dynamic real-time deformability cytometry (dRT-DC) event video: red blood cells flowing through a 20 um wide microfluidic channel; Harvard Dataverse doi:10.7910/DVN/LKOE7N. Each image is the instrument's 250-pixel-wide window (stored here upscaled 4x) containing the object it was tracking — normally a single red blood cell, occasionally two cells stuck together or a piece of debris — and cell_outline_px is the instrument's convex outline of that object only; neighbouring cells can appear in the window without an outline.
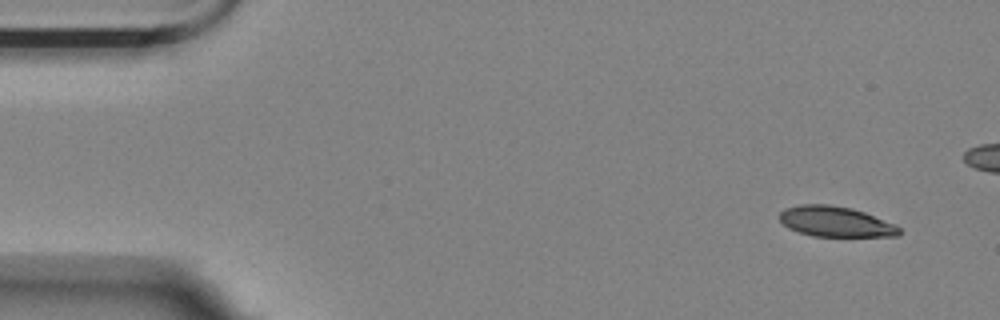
{"species": "Egyptian fruit bat (a non-hibernating species)", "species_latin": "Rousettus aegyptiacus", "temperature_condition": "room temperature", "stored_images_in_passage": 13, "segment_of_instrument_passage": [1, 2], "camera_frame_rate_fps": 3000, "um_per_image_px": 0.085, "animal": {"sex": "female"}, "frame": {"image": 1, "passage_image": 1, "time_ms": 0.0, "image_size_px": [1000, 320], "cell_outline_px": [[900, 236], [812, 236], [788, 228], [780, 220], [780, 212], [784, 208], [800, 204], [828, 204], [852, 208], [864, 212], [896, 224], [900, 228]], "centroid_in_image_um": [71.03, 18.83], "position_along_channel_um": 14.0, "area_um2": 21.21}}
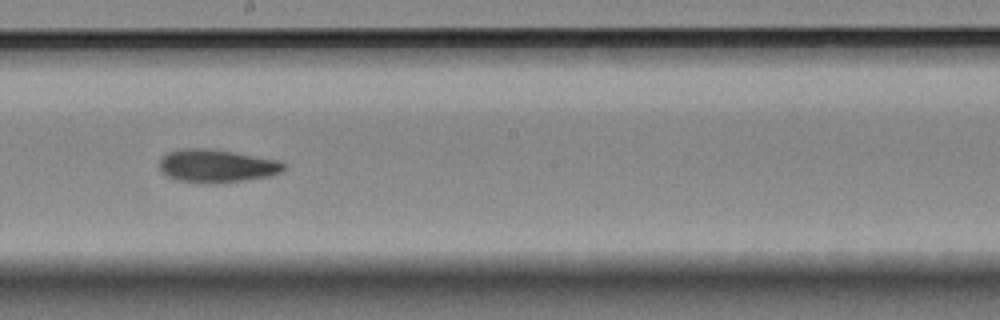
{"frame": {"image": 2, "passage_image": 8, "time_ms": 2.333, "image_size_px": [1000, 320], "cell_outline_px": [[284, 168], [280, 172], [268, 176], [244, 180], [208, 184], [176, 180], [168, 176], [160, 168], [160, 160], [168, 152], [180, 148], [204, 148], [232, 152], [280, 160], [284, 164]], "centroid_in_image_um": [18.4, 14.1], "position_along_channel_um": 229.8, "area_um2": 23.7}}
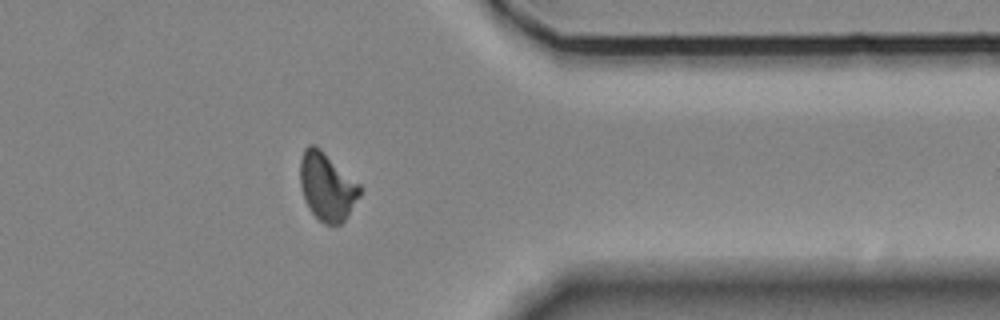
{"frame": {"image": 3, "passage_image": 12, "time_ms": 3.667, "image_size_px": [1000, 320], "cell_outline_px": [[364, 188], [360, 196], [344, 220], [340, 224], [324, 224], [312, 212], [304, 200], [300, 188], [300, 160], [304, 148], [308, 144], [312, 144], [320, 148], [360, 184]], "centroid_in_image_um": [27.79, 15.84], "position_along_channel_um": 383.6, "area_um2": 23.7}}